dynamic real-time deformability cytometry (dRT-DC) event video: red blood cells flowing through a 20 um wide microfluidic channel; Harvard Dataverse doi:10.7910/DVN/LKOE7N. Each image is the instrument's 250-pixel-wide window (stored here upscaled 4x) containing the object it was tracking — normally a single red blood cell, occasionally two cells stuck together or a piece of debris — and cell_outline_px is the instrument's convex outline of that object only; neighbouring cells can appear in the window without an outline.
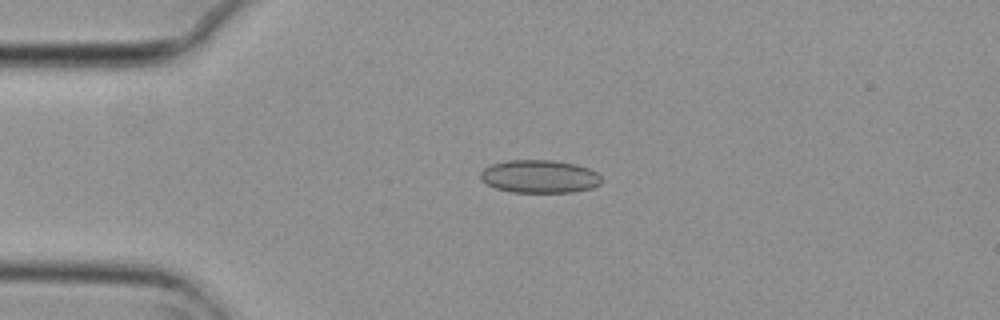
{"species": "common noctule bat (a hibernating species)", "species_latin": "Nyctalus noctula", "temperature_condition": "cold", "stored_images_in_passage": 8, "camera_frame_rate_fps": 3000, "um_per_image_px": 0.085, "animal": {"sex": "female", "body_mass_g": 29.2, "forearm_length_mm": 56.3}, "frame": {"image": 1, "passage_image": 3, "time_ms": 0.667, "image_size_px": [1000, 320], "cell_outline_px": [[600, 184], [592, 188], [572, 192], [512, 192], [496, 188], [488, 184], [480, 176], [480, 172], [484, 168], [492, 164], [508, 160], [552, 160], [576, 164], [588, 168], [596, 172], [600, 176]], "centroid_in_image_um": [45.87, 14.99], "position_along_channel_um": 39.1, "area_um2": 23.12}}
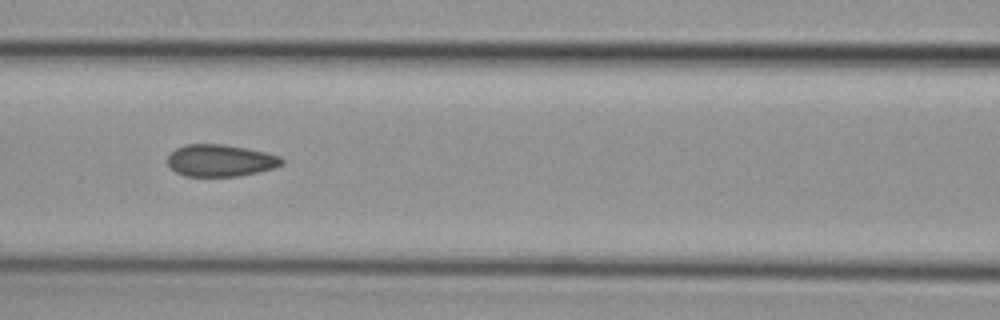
{"frame": {"image": 2, "passage_image": 6, "time_ms": 1.667, "image_size_px": [1000, 320], "cell_outline_px": [[284, 164], [276, 168], [240, 176], [184, 176], [176, 172], [168, 164], [168, 156], [176, 148], [184, 144], [224, 144], [264, 152], [280, 156], [284, 160]], "centroid_in_image_um": [18.75, 13.65], "position_along_channel_um": 147.8, "area_um2": 21.33}}
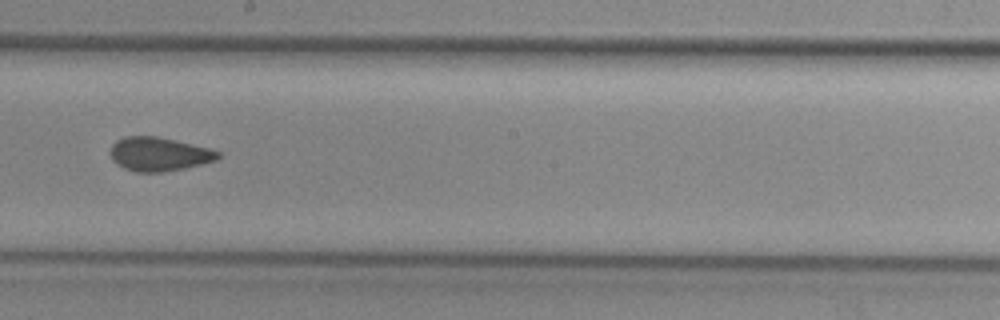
{"frame": {"image": 3, "passage_image": 8, "time_ms": 2.333, "image_size_px": [1000, 320], "cell_outline_px": [[220, 156], [216, 160], [184, 168], [164, 172], [136, 172], [124, 168], [116, 164], [112, 160], [108, 152], [112, 144], [116, 140], [124, 136], [156, 136], [208, 148], [220, 152]], "centroid_in_image_um": [13.44, 13.1], "position_along_channel_um": 234.8, "area_um2": 21.21}}